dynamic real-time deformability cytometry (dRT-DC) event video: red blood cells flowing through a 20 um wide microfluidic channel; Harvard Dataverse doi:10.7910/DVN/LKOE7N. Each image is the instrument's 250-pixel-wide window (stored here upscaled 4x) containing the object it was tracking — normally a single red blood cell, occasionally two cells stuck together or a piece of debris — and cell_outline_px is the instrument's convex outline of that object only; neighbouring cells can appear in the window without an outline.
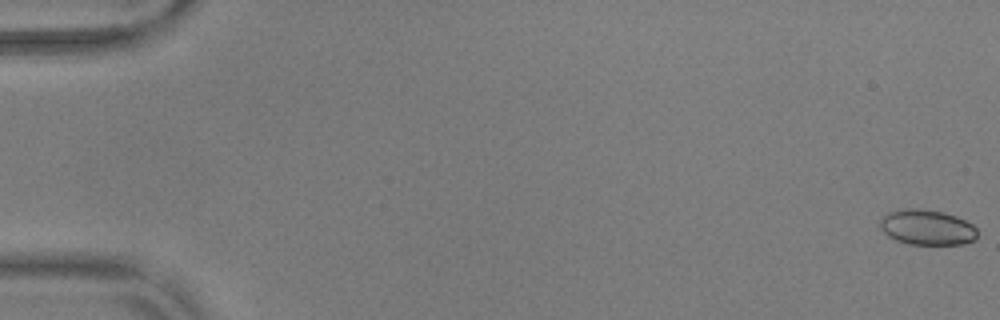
{"species": "common noctule bat (a hibernating species)", "species_latin": "Nyctalus noctula", "temperature_condition": "warm", "stored_images_in_passage": 56, "camera_frame_rate_fps": 3000, "um_per_image_px": 0.085, "animal": {"sex": "male", "body_mass_g": 17.9, "forearm_length_mm": 54.2}, "frame": {"image": 1, "passage_image": 1, "time_ms": 0.0, "image_size_px": [1000, 320], "cell_outline_px": [[976, 240], [964, 244], [908, 244], [896, 240], [888, 236], [880, 228], [880, 220], [888, 212], [896, 208], [916, 208], [944, 212], [956, 216], [972, 224], [976, 228]], "centroid_in_image_um": [78.78, 19.31], "position_along_channel_um": 6.2, "area_um2": 20.17}}
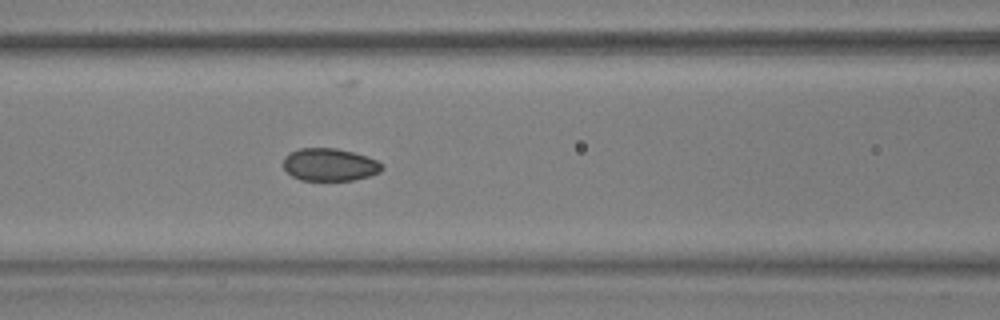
{"frame": {"image": 2, "passage_image": 25, "time_ms": 8.0, "image_size_px": [1000, 320], "cell_outline_px": [[384, 168], [380, 172], [368, 176], [352, 180], [300, 180], [292, 176], [284, 168], [284, 156], [300, 148], [336, 148], [352, 152], [376, 160], [384, 164]], "centroid_in_image_um": [28.03, 14.0], "position_along_channel_um": 138.6, "area_um2": 18.61}}
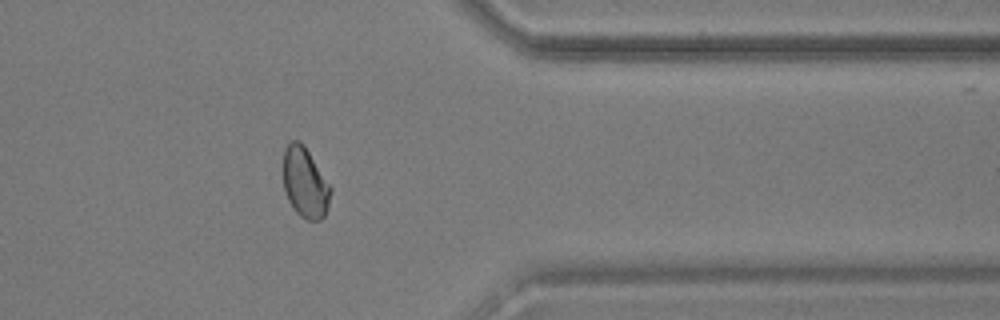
{"frame": {"image": 3, "passage_image": 46, "time_ms": 15.0, "image_size_px": [1000, 320], "cell_outline_px": [[332, 188], [328, 204], [324, 216], [320, 220], [308, 220], [300, 216], [292, 208], [288, 200], [284, 188], [284, 148], [292, 140], [300, 140], [304, 144]], "centroid_in_image_um": [25.92, 15.52], "position_along_channel_um": 385.5, "area_um2": 19.36}, "authors_computed_cell_mechanics": {"area_um2": 19.6231, "velocity_mm_per_s": 3.6862, "shape_relaxation_time_tau1_ms": null, "shape_relaxation_time_tau2_ms": 0.9079, "deformation_change_tau1": null, "deformation_change_tau2": 0.0439}}